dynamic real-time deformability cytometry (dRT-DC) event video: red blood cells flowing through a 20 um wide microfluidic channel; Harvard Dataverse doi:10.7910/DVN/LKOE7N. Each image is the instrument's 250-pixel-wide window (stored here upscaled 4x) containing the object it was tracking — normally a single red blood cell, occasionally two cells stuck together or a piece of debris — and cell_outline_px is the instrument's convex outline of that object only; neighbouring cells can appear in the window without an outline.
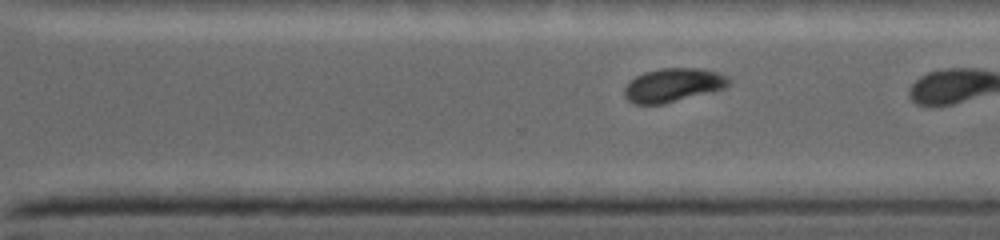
{"species": "common noctule bat (a hibernating species)", "species_latin": "Nyctalus noctula", "temperature_condition": "warm", "stored_images_in_passage": 33, "camera_frame_rate_fps": 5000, "um_per_image_px": 0.085, "animal": {"sex": "female", "body_mass_g": 19.0, "forearm_length_mm": 53.3}, "frame": {"image": 1, "passage_image": 24, "time_ms": 6.0, "image_size_px": [1000, 240], "cell_outline_px": [[732, 80], [724, 88], [660, 104], [636, 104], [628, 100], [624, 96], [624, 88], [636, 76], [644, 72], [660, 68], [696, 68], [716, 72]], "centroid_in_image_um": [57.17, 7.22], "position_along_channel_um": 313.4, "area_um2": 19.94}}